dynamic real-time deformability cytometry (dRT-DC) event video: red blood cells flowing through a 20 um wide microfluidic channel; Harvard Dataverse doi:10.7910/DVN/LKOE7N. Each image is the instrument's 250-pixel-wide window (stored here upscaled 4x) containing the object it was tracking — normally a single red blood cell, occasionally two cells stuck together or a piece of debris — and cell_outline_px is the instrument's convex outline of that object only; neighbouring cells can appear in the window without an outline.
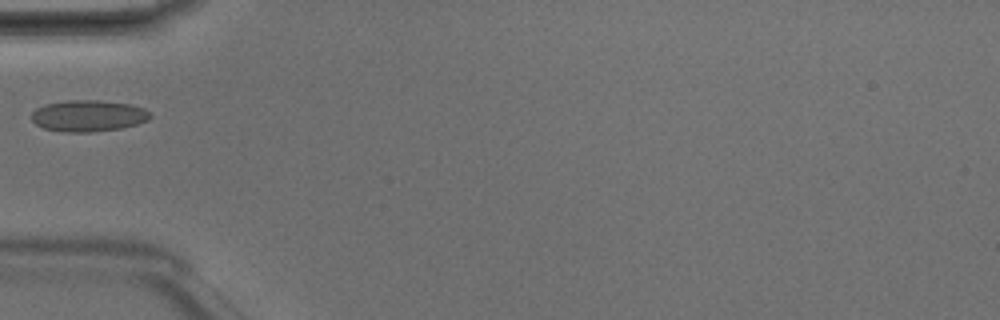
{"species": "Egyptian fruit bat (a non-hibernating species)", "species_latin": "Rousettus aegyptiacus", "temperature_condition": "room temperature", "stored_images_in_passage": 5, "camera_frame_rate_fps": 3000, "um_per_image_px": 0.085, "animal": {"sex": "male"}, "frame": {"image": 1, "passage_image": 4, "time_ms": 1.0, "image_size_px": [1000, 320], "cell_outline_px": [[152, 116], [148, 120], [136, 124], [120, 128], [92, 132], [64, 132], [44, 128], [36, 124], [32, 120], [32, 112], [36, 108], [44, 104], [68, 100], [96, 100], [132, 104], [144, 108], [152, 112]], "centroid_in_image_um": [7.52, 9.83], "position_along_channel_um": 77.5, "area_um2": 21.85}}